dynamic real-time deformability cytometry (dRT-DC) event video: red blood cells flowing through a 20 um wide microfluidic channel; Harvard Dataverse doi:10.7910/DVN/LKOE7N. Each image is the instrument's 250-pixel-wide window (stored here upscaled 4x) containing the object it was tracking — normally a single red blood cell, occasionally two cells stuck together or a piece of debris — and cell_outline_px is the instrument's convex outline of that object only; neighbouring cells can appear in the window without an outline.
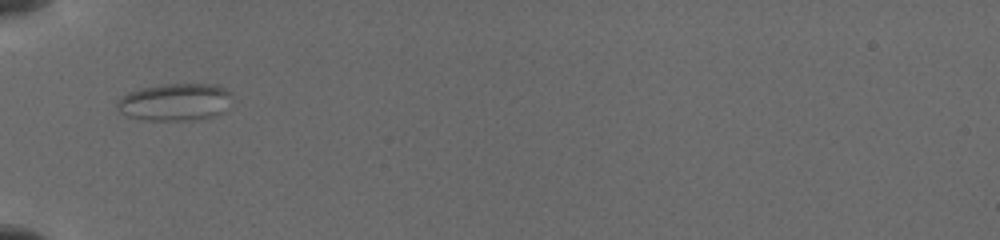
{"species": "common noctule bat (a hibernating species)", "species_latin": "Nyctalus noctula", "temperature_condition": "cold", "stored_images_in_passage": 15, "camera_frame_rate_fps": 3000, "um_per_image_px": 0.085, "animal": {"sex": "female", "body_mass_g": 19.5, "forearm_length_mm": 54.1}, "frame": {"image": 1, "passage_image": 1, "time_ms": 0.0, "image_size_px": [1000, 240], "cell_outline_px": [[228, 92], [220, 112], [212, 116], [192, 120], [148, 120], [128, 116], [116, 104], [124, 96], [132, 92], [144, 88], [164, 84], [216, 84], [224, 88]], "centroid_in_image_um": [14.83, 8.67], "position_along_channel_um": 70.2, "area_um2": 23.7}}
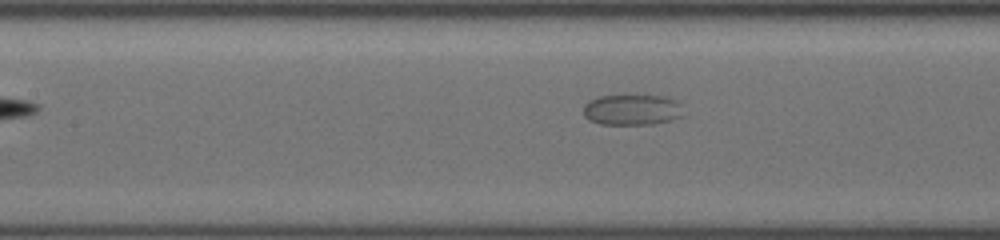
{"frame": {"image": 2, "passage_image": 10, "time_ms": 2.333, "image_size_px": [1000, 240], "cell_outline_px": [[684, 116], [672, 120], [652, 124], [600, 124], [584, 116], [584, 104], [600, 96], [664, 96], [680, 104]], "centroid_in_image_um": [53.75, 9.34], "position_along_channel_um": 153.7, "area_um2": 17.63}}
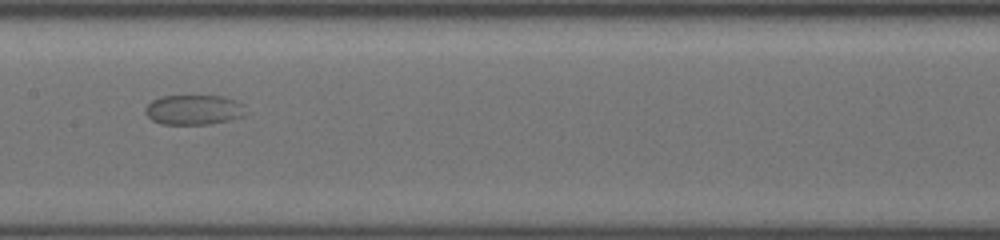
{"frame": {"image": 3, "passage_image": 14, "time_ms": 3.333, "image_size_px": [1000, 240], "cell_outline_px": [[240, 116], [228, 120], [208, 124], [164, 124], [152, 120], [148, 116], [144, 108], [152, 100], [160, 96], [224, 96], [240, 104]], "centroid_in_image_um": [16.34, 9.33], "position_along_channel_um": 191.1, "area_um2": 16.88}}